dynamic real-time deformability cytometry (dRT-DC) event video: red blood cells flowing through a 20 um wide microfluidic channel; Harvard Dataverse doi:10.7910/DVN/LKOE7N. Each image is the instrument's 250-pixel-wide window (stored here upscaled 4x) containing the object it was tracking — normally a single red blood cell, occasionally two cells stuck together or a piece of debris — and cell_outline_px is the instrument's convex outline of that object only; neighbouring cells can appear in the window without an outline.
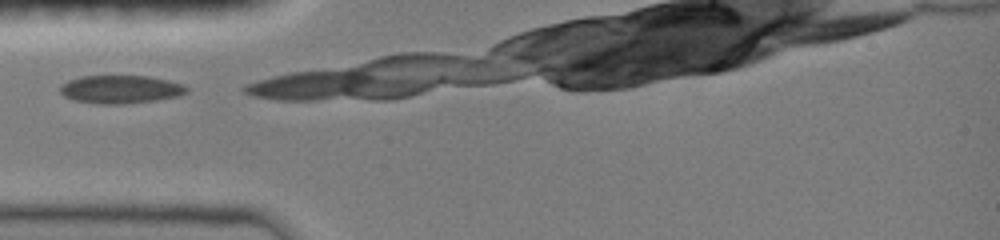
{"species": "common noctule bat (a hibernating species)", "species_latin": "Nyctalus noctula", "temperature_condition": "room temperature", "stored_images_in_passage": 5, "camera_frame_rate_fps": 3000, "um_per_image_px": 0.085, "animal": {"sex": "female", "body_mass_g": 19.0, "forearm_length_mm": 51.5}, "frame": {"image": 1, "passage_image": 1, "time_ms": 0.0, "image_size_px": [1000, 240], "cell_outline_px": [[188, 92], [180, 96], [156, 100], [124, 104], [100, 104], [76, 100], [64, 96], [60, 92], [60, 84], [68, 80], [80, 76], [148, 76], [168, 80], [184, 84], [188, 88]], "centroid_in_image_um": [10.27, 7.59], "position_along_channel_um": 74.7, "area_um2": 20.87}}
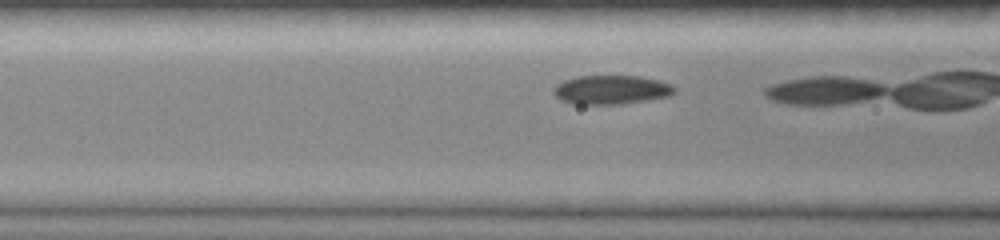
{"frame": {"image": 2, "passage_image": 4, "time_ms": 1.0, "image_size_px": [1000, 240], "cell_outline_px": [[676, 92], [668, 96], [648, 100], [624, 104], [572, 104], [560, 100], [552, 92], [552, 88], [556, 84], [564, 80], [576, 76], [640, 76], [672, 84], [676, 88]], "centroid_in_image_um": [51.93, 7.63], "position_along_channel_um": 114.7, "area_um2": 20.63}}